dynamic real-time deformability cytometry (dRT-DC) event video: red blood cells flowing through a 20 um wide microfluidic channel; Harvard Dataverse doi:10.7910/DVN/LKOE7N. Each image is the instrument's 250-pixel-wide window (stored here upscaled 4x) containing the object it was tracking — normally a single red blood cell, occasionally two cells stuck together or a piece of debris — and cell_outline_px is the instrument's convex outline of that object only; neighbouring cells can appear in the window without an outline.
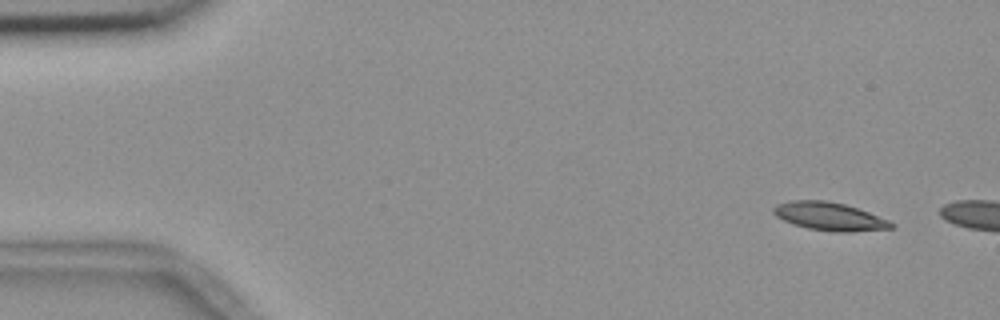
{"species": "common noctule bat (a hibernating species)", "species_latin": "Nyctalus noctula", "temperature_condition": "room temperature", "stored_images_in_passage": 5, "camera_frame_rate_fps": 3000, "um_per_image_px": 0.085, "animal": {"sex": "female", "body_mass_g": 18.4}, "frame": {"image": 1, "passage_image": 1, "time_ms": 0.0, "image_size_px": [1000, 320], "cell_outline_px": [[896, 224], [892, 228], [848, 232], [836, 232], [808, 228], [792, 224], [776, 216], [772, 212], [772, 208], [776, 204], [792, 200], [824, 200], [844, 204], [868, 212], [888, 220]], "centroid_in_image_um": [70.47, 18.39], "position_along_channel_um": 14.5, "area_um2": 19.19}}